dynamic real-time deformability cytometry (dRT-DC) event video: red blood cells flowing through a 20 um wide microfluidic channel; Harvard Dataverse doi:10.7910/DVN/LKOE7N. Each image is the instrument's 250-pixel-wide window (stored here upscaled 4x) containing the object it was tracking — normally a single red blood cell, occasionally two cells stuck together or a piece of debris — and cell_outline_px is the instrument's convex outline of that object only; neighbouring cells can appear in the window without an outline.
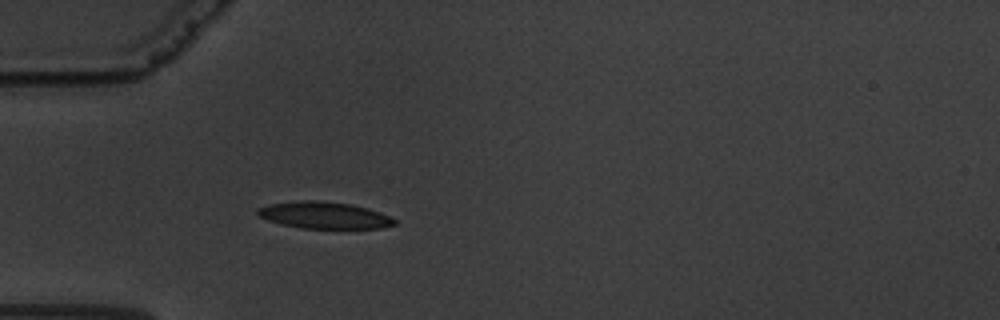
{"species": "common noctule bat (a hibernating species)", "species_latin": "Nyctalus noctula", "temperature_condition": "warm", "stored_images_in_passage": 43, "camera_frame_rate_fps": 3000, "um_per_image_px": 0.085, "animal": {"sex": "male", "body_mass_g": 19.5, "forearm_length_mm": 54.6}, "frame": {"image": 1, "passage_image": 1, "time_ms": 0.0, "image_size_px": [1000, 320], "cell_outline_px": [[396, 224], [380, 228], [300, 228], [268, 220], [260, 216], [256, 212], [256, 208], [268, 204], [300, 200], [320, 200], [352, 204], [368, 208], [380, 212], [396, 220]], "centroid_in_image_um": [27.55, 18.28], "position_along_channel_um": 57.5, "area_um2": 21.33}}
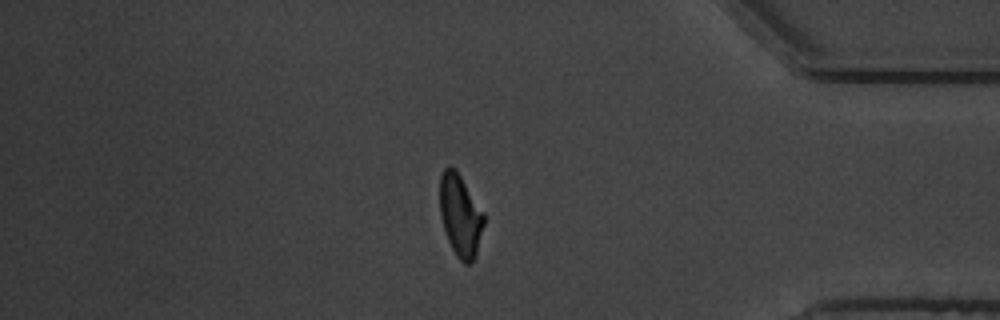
{"frame": {"image": 2, "passage_image": 34, "time_ms": 11.0, "image_size_px": [1000, 320], "cell_outline_px": [[484, 224], [476, 256], [472, 264], [464, 264], [456, 256], [448, 240], [440, 216], [440, 176], [444, 168], [448, 164], [456, 168], [484, 212]], "centroid_in_image_um": [39.13, 18.3], "position_along_channel_um": 396.1, "area_um2": 21.39}}
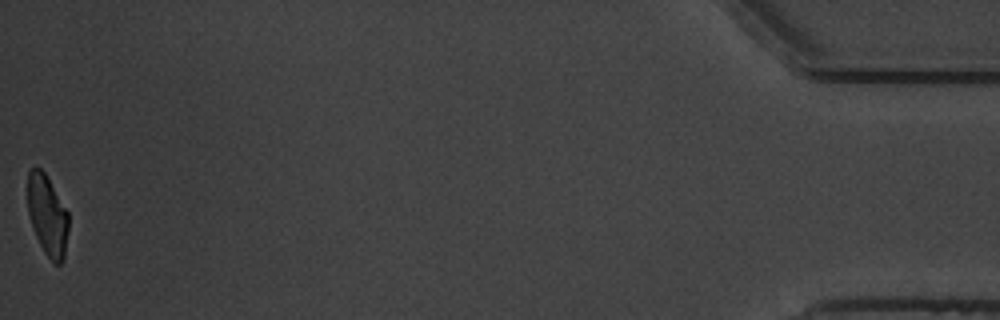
{"frame": {"image": 3, "passage_image": 43, "time_ms": 14.0, "image_size_px": [1000, 320], "cell_outline_px": [[68, 232], [64, 260], [60, 264], [56, 264], [44, 252], [36, 236], [28, 212], [28, 172], [32, 168], [40, 168], [44, 172], [68, 212]], "centroid_in_image_um": [4.04, 18.32], "position_along_channel_um": 431.2, "area_um2": 18.9}, "authors_computed_cell_mechanics": {"area_um2": 21.386, "velocity_mm_per_s": 3.3754, "shape_relaxation_time_tau1_ms": 3.4124, "shape_relaxation_time_tau2_ms": 1.6872, "deformation_change_tau1": 0.1362, "deformation_change_tau2": 0.0776}}